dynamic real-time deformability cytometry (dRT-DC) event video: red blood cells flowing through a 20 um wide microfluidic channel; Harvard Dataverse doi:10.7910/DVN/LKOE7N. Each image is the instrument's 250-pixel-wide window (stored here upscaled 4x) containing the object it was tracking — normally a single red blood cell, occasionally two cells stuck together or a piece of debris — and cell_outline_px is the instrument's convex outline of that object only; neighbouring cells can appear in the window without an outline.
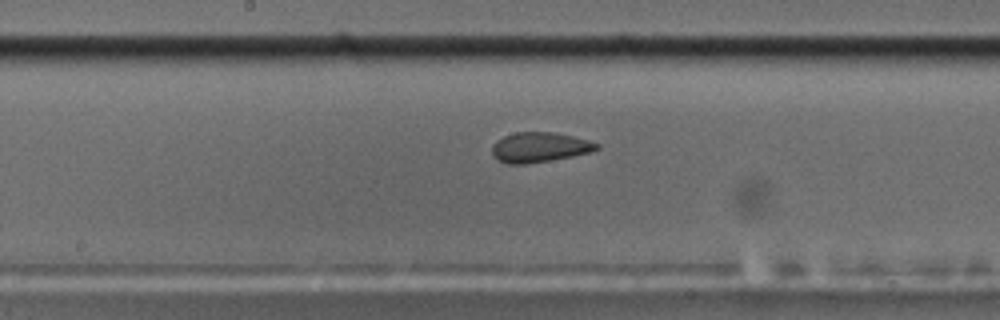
{"species": "common noctule bat (a hibernating species)", "species_latin": "Nyctalus noctula", "temperature_condition": "cold", "stored_images_in_passage": 53, "camera_frame_rate_fps": 3000, "um_per_image_px": 0.085, "animal": {"sex": "male", "body_mass_g": 17.5, "forearm_length_mm": 52.3}, "frame": {"image": 1, "passage_image": 26, "time_ms": 8.333, "image_size_px": [1000, 320], "cell_outline_px": [[600, 148], [592, 152], [572, 156], [524, 164], [508, 164], [492, 156], [492, 144], [496, 140], [504, 136], [516, 132], [552, 132], [572, 136], [588, 140], [600, 144]], "centroid_in_image_um": [45.85, 12.51], "position_along_channel_um": 202.3, "area_um2": 18.21}}
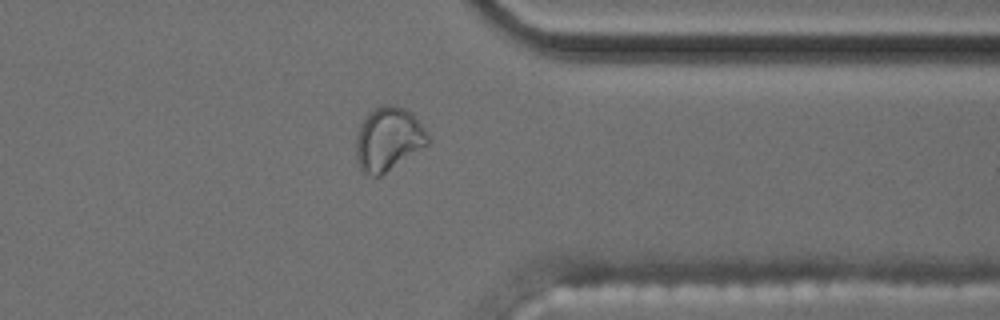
{"frame": {"image": 2, "passage_image": 41, "time_ms": 13.333, "image_size_px": [1000, 320], "cell_outline_px": [[428, 144], [380, 176], [372, 176], [364, 172], [360, 168], [356, 160], [356, 136], [360, 124], [368, 112], [380, 104], [392, 104], [404, 108], [412, 112], [428, 132]], "centroid_in_image_um": [32.99, 11.78], "position_along_channel_um": 378.4, "area_um2": 26.76}}
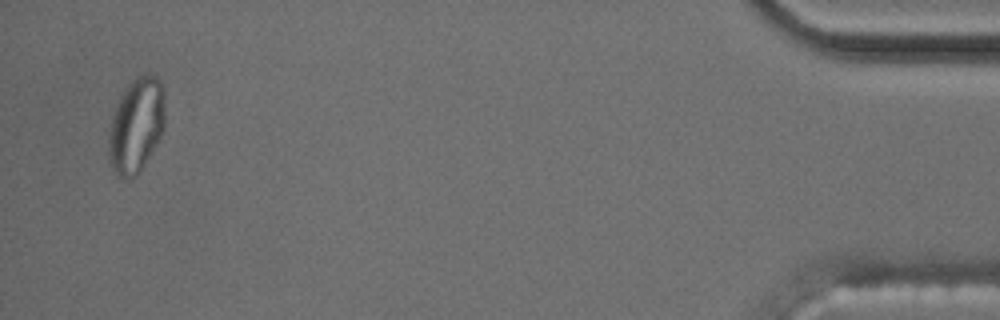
{"frame": {"image": 3, "passage_image": 51, "time_ms": 16.667, "image_size_px": [1000, 320], "cell_outline_px": [[164, 132], [144, 164], [136, 176], [128, 180], [120, 176], [112, 168], [108, 152], [108, 132], [112, 116], [116, 104], [124, 88], [136, 76], [144, 72], [148, 72], [156, 76], [160, 80], [164, 88]], "centroid_in_image_um": [11.59, 10.6], "position_along_channel_um": 423.6, "area_um2": 31.62}}